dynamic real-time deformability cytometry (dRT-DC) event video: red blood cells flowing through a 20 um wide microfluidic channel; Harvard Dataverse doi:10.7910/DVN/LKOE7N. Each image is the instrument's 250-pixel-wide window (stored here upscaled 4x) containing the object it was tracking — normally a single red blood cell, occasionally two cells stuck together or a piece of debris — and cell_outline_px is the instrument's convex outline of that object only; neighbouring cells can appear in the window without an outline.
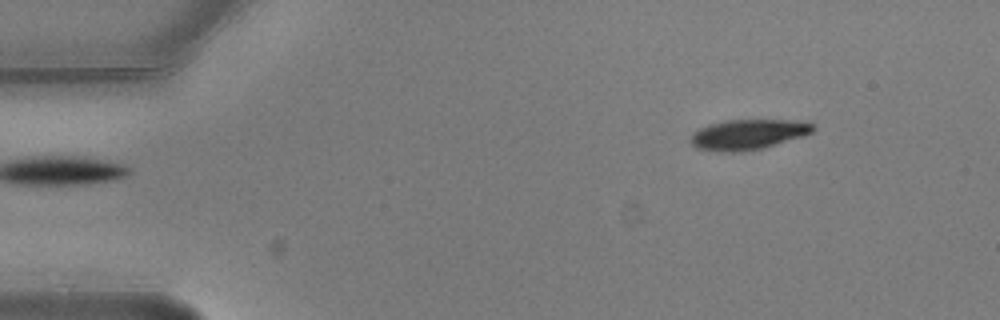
{"species": "common noctule bat (a hibernating species)", "species_latin": "Nyctalus noctula", "temperature_condition": "warm", "stored_images_in_passage": 9, "camera_frame_rate_fps": 3000, "um_per_image_px": 0.085, "animal": {"sex": "male", "body_mass_g": 20.5, "forearm_length_mm": 52.5}, "frame": {"image": 1, "passage_image": 1, "time_ms": 0.0, "image_size_px": [1000, 320], "cell_outline_px": [[816, 128], [812, 132], [804, 136], [764, 148], [736, 152], [720, 152], [696, 148], [688, 140], [700, 128], [708, 124], [728, 120], [788, 120], [816, 124]], "centroid_in_image_um": [63.6, 11.43], "position_along_channel_um": 21.4, "area_um2": 21.56}}
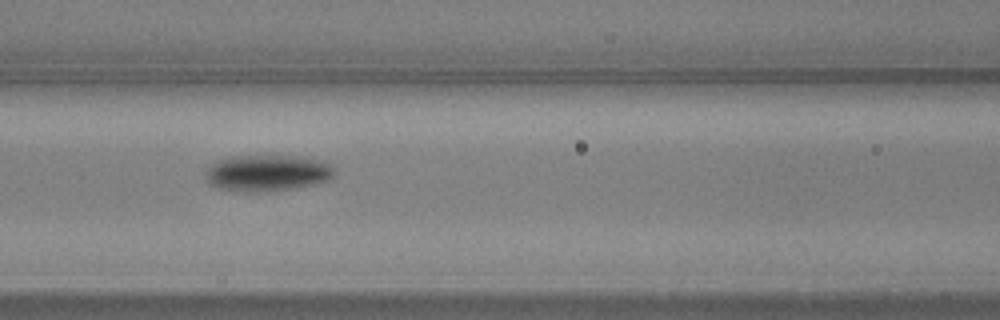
{"frame": {"image": 2, "passage_image": 6, "time_ms": 1.667, "image_size_px": [1000, 320], "cell_outline_px": [[336, 172], [328, 180], [296, 188], [268, 192], [256, 192], [220, 188], [212, 184], [208, 180], [204, 172], [212, 164], [220, 160], [232, 156], [300, 156], [320, 160], [332, 164], [336, 168]], "centroid_in_image_um": [22.79, 14.69], "position_along_channel_um": 143.8, "area_um2": 27.22}}
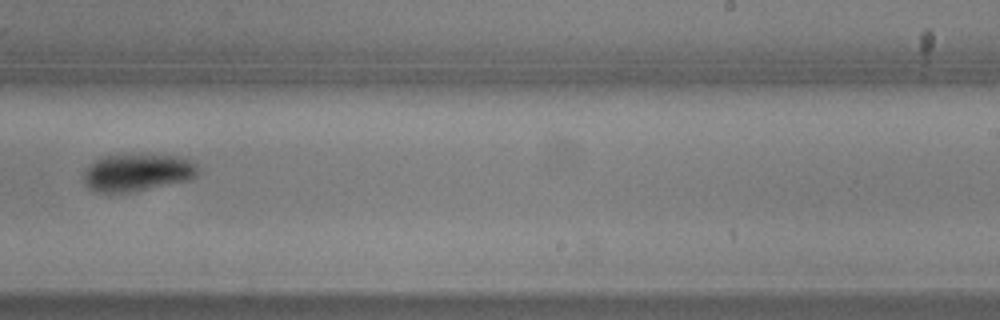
{"frame": {"image": 3, "passage_image": 9, "time_ms": 2.667, "image_size_px": [1000, 320], "cell_outline_px": [[200, 172], [192, 180], [136, 192], [108, 196], [96, 192], [88, 188], [84, 184], [84, 172], [96, 160], [104, 156], [180, 156], [192, 160], [200, 168]], "centroid_in_image_um": [11.71, 14.74], "position_along_channel_um": 277.3, "area_um2": 25.49}}